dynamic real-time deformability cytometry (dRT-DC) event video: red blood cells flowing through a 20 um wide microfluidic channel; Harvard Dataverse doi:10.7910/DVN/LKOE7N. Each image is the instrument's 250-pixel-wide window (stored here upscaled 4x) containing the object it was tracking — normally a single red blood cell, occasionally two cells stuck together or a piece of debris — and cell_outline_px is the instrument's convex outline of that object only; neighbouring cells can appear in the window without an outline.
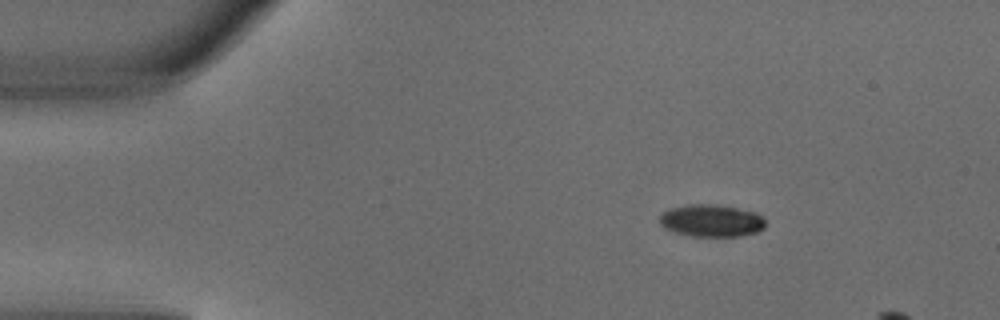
{"species": "common noctule bat (a hibernating species)", "species_latin": "Nyctalus noctula", "temperature_condition": "warm", "stored_images_in_passage": 3, "camera_frame_rate_fps": 3000, "um_per_image_px": 0.085, "animal": {"sex": "male", "body_mass_g": 18.8}, "frame": {"image": 1, "passage_image": 1, "time_ms": 0.0, "image_size_px": [1000, 320], "cell_outline_px": [[764, 228], [756, 232], [740, 236], [692, 236], [676, 232], [660, 224], [660, 216], [664, 212], [672, 208], [692, 204], [712, 204], [736, 208], [756, 212], [764, 220]], "centroid_in_image_um": [60.49, 18.76], "position_along_channel_um": 24.5, "area_um2": 19.48}}